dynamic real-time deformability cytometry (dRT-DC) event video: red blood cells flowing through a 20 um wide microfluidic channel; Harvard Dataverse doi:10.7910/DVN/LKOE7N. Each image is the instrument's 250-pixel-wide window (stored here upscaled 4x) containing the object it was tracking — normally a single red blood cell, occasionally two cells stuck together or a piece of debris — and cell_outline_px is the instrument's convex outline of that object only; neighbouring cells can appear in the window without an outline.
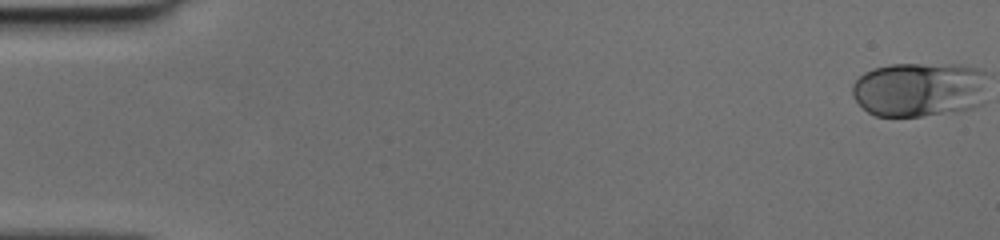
{"species": "human", "species_latin": "Homo sapiens", "temperature_condition": "cold", "stored_images_in_passage": 50, "camera_frame_rate_fps": 3000, "um_per_image_px": 0.085, "donor": {"sex": "female"}, "frame": {"image": 1, "passage_image": 1, "time_ms": 0.0, "image_size_px": [1000, 240], "cell_outline_px": [[984, 104], [972, 108], [920, 116], [876, 116], [868, 112], [852, 96], [852, 84], [864, 72], [872, 68], [892, 64], [920, 64], [976, 68], [984, 72]], "centroid_in_image_um": [78.09, 7.62], "position_along_channel_um": 6.9, "area_um2": 42.71}}
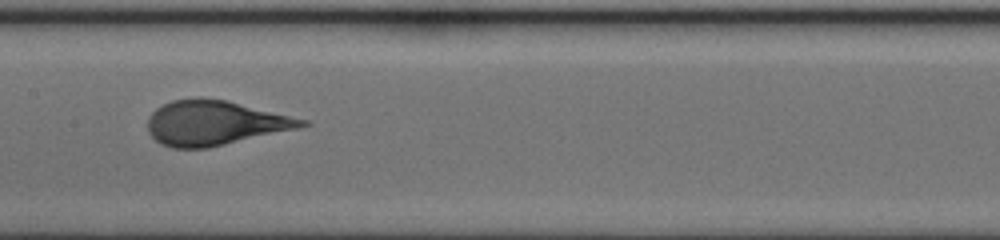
{"frame": {"image": 2, "passage_image": 26, "time_ms": 8.333, "image_size_px": [1000, 240], "cell_outline_px": [[312, 124], [296, 128], [208, 148], [172, 148], [160, 144], [148, 132], [148, 116], [156, 108], [172, 100], [196, 96], [200, 96], [228, 100], [308, 120]], "centroid_in_image_um": [18.22, 10.42], "position_along_channel_um": 189.2, "area_um2": 40.23}}
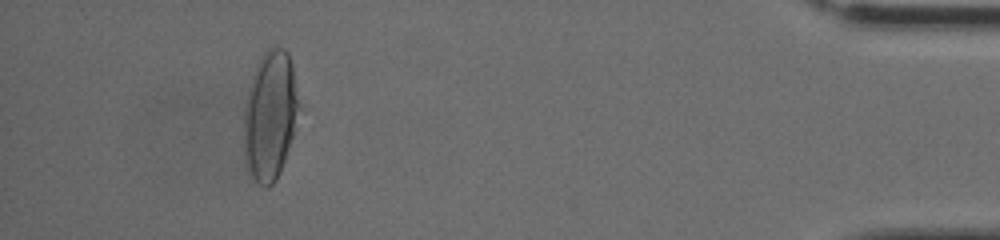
{"frame": {"image": 3, "passage_image": 46, "time_ms": 15.0, "image_size_px": [1000, 240], "cell_outline_px": [[300, 108], [296, 128], [280, 172], [276, 180], [268, 188], [264, 188], [252, 176], [244, 160], [244, 108], [248, 88], [256, 64], [260, 56], [272, 44], [284, 48], [288, 52], [292, 64], [300, 104]], "centroid_in_image_um": [22.97, 9.78], "position_along_channel_um": 412.2, "area_um2": 42.14}}